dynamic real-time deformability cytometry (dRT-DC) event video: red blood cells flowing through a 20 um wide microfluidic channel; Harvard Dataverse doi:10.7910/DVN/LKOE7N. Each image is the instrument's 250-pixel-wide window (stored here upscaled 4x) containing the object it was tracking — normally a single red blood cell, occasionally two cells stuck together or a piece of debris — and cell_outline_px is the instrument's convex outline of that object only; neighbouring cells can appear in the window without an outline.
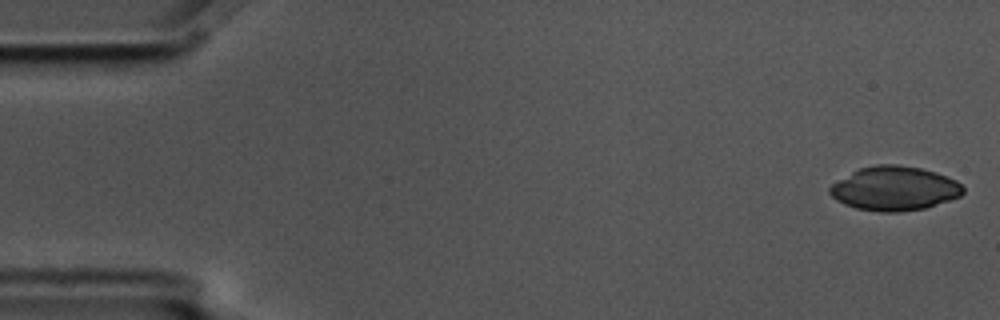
{"species": "common noctule bat (a hibernating species)", "species_latin": "Nyctalus noctula", "temperature_condition": "cold", "stored_images_in_passage": 6, "camera_frame_rate_fps": 3000, "um_per_image_px": 0.085, "animal": {"sex": "male", "body_mass_g": 17.5, "forearm_length_mm": 52.3}, "frame": {"image": 1, "passage_image": 1, "time_ms": 0.0, "image_size_px": [1000, 320], "cell_outline_px": [[964, 192], [960, 196], [924, 208], [900, 212], [880, 212], [856, 208], [844, 204], [836, 200], [828, 192], [828, 188], [832, 184], [852, 172], [860, 168], [876, 164], [896, 164], [920, 168], [936, 172], [956, 180], [964, 188]], "centroid_in_image_um": [76.01, 16.02], "position_along_channel_um": 9.0, "area_um2": 34.16}}